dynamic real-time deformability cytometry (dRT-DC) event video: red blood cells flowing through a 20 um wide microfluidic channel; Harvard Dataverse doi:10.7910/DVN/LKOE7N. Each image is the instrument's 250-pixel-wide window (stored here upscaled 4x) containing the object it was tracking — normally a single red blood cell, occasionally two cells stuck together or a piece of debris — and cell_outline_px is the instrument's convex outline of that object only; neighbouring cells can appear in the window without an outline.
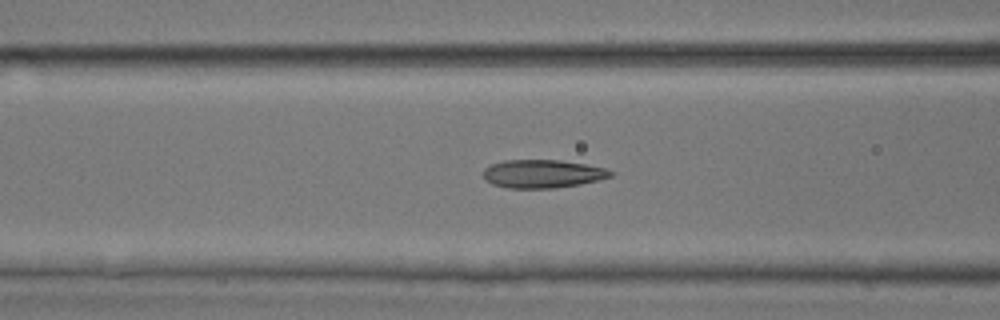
{"species": "common noctule bat (a hibernating species)", "species_latin": "Nyctalus noctula", "temperature_condition": "room temperature", "stored_images_in_passage": 49, "camera_frame_rate_fps": 3000, "um_per_image_px": 0.085, "animal": {"sex": "male", "body_mass_g": 17.9, "forearm_length_mm": 54.2}, "frame": {"image": 1, "passage_image": 20, "time_ms": 6.333, "image_size_px": [1000, 320], "cell_outline_px": [[616, 172], [612, 176], [580, 184], [552, 188], [508, 188], [492, 184], [484, 180], [484, 168], [492, 164], [504, 160], [560, 160], [584, 164], [604, 168]], "centroid_in_image_um": [46.1, 14.77], "position_along_channel_um": 120.5, "area_um2": 20.87}}
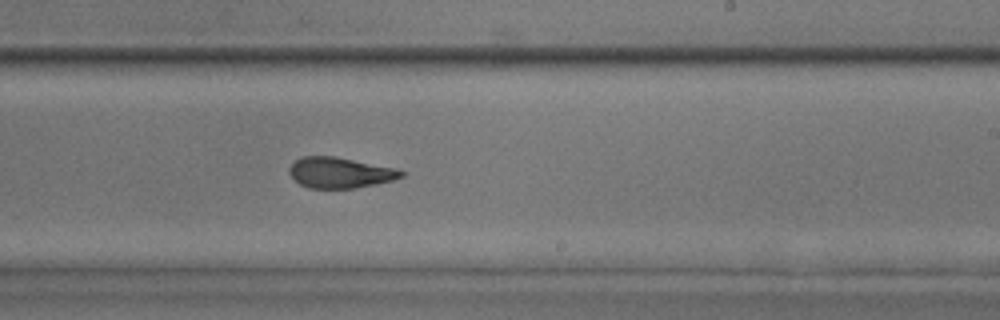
{"frame": {"image": 2, "passage_image": 30, "time_ms": 9.667, "image_size_px": [1000, 320], "cell_outline_px": [[404, 176], [392, 180], [376, 184], [356, 188], [308, 188], [300, 184], [288, 172], [288, 168], [300, 156], [336, 156], [396, 168], [404, 172]], "centroid_in_image_um": [28.89, 14.67], "position_along_channel_um": 260.1, "area_um2": 20.06}}
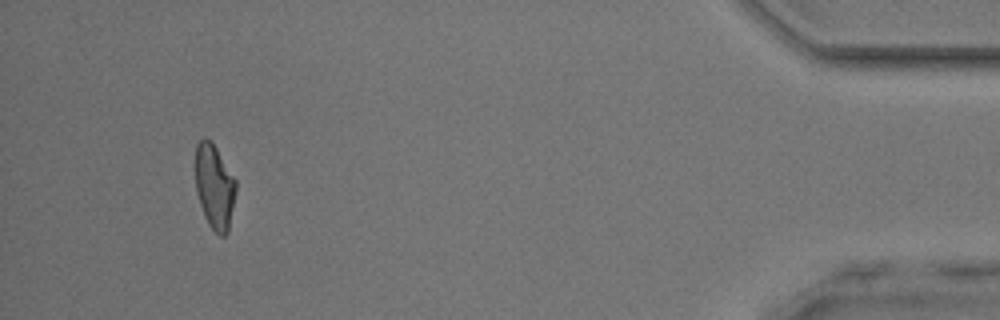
{"frame": {"image": 3, "passage_image": 46, "time_ms": 15.0, "image_size_px": [1000, 320], "cell_outline_px": [[236, 192], [228, 232], [224, 236], [220, 236], [208, 224], [204, 216], [196, 192], [196, 144], [204, 136], [216, 148], [236, 180]], "centroid_in_image_um": [18.24, 15.89], "position_along_channel_um": 417.0, "area_um2": 19.83}, "authors_computed_cell_mechanics": {"area_um2": 20.8658, "velocity_mm_per_s": 4.2101, "shape_relaxation_time_tau1_ms": 6.6479, "shape_relaxation_time_tau2_ms": 1.7338, "deformation_change_tau1": 0.1884, "deformation_change_tau2": 0.0968}}